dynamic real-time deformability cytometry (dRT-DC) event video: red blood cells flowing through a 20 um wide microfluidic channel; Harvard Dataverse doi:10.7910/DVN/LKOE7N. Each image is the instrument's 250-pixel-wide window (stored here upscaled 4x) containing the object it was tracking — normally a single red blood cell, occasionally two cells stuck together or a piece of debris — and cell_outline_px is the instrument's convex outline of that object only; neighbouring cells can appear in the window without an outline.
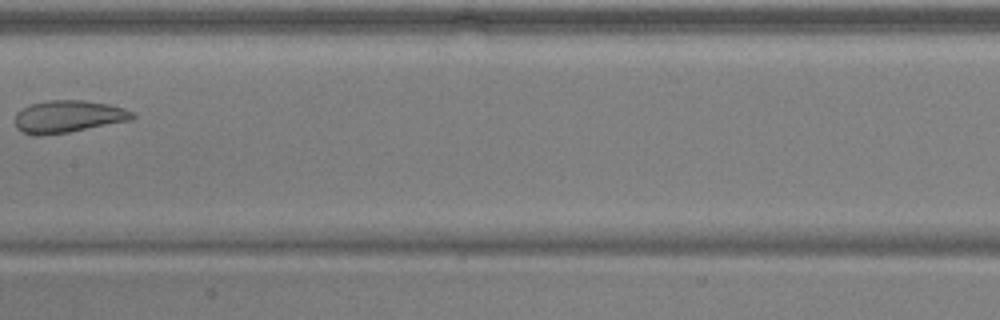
{"species": "common noctule bat (a hibernating species)", "species_latin": "Nyctalus noctula", "temperature_condition": "warm", "stored_images_in_passage": 7, "camera_frame_rate_fps": 3000, "um_per_image_px": 0.085, "animal": {"sex": "male", "body_mass_g": 17.9, "forearm_length_mm": 54.2}, "frame": {"image": 1, "passage_image": 6, "time_ms": 1.667, "image_size_px": [1000, 320], "cell_outline_px": [[136, 116], [132, 120], [68, 132], [44, 136], [40, 136], [20, 132], [16, 128], [16, 112], [28, 104], [48, 100], [84, 100], [108, 104], [124, 108], [136, 112]], "centroid_in_image_um": [5.8, 9.9], "position_along_channel_um": 201.6, "area_um2": 22.37}}
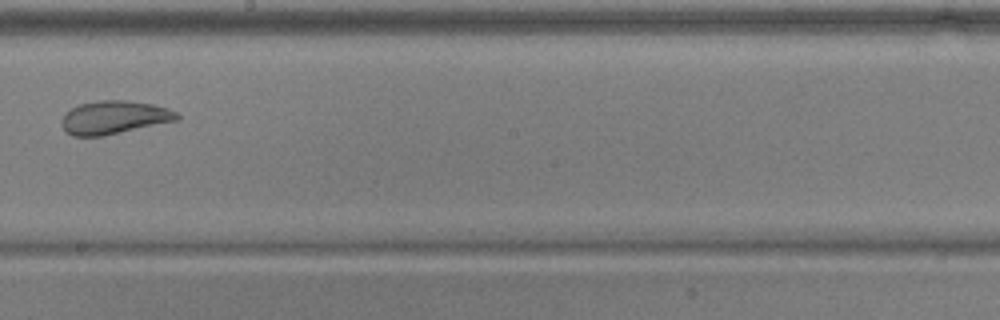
{"frame": {"image": 2, "passage_image": 7, "time_ms": 2.0, "image_size_px": [1000, 320], "cell_outline_px": [[180, 116], [176, 120], [120, 132], [100, 136], [72, 136], [60, 124], [60, 120], [64, 112], [80, 104], [96, 100], [128, 100], [152, 104], [168, 108], [176, 112]], "centroid_in_image_um": [9.64, 9.96], "position_along_channel_um": 238.6, "area_um2": 22.2}}